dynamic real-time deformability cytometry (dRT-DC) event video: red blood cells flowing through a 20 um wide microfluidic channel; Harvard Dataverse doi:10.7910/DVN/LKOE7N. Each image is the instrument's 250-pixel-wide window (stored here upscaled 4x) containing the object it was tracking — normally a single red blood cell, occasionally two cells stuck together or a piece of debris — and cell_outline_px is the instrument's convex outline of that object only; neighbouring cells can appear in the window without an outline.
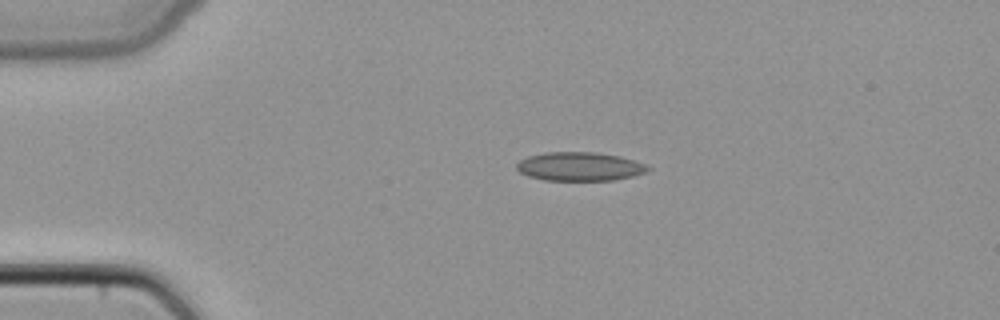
{"species": "common noctule bat (a hibernating species)", "species_latin": "Nyctalus noctula", "temperature_condition": "cold", "stored_images_in_passage": 38, "camera_frame_rate_fps": 3000, "um_per_image_px": 0.085, "animal": {"sex": "female", "body_mass_g": 22.7, "forearm_length_mm": 54.2}, "frame": {"image": 1, "passage_image": 1, "time_ms": 0.0, "image_size_px": [1000, 320], "cell_outline_px": [[652, 168], [648, 172], [616, 180], [544, 180], [528, 176], [520, 172], [516, 168], [516, 164], [520, 160], [528, 156], [544, 152], [596, 152], [620, 156], [648, 164]], "centroid_in_image_um": [49.31, 14.15], "position_along_channel_um": 35.7, "area_um2": 22.2}}
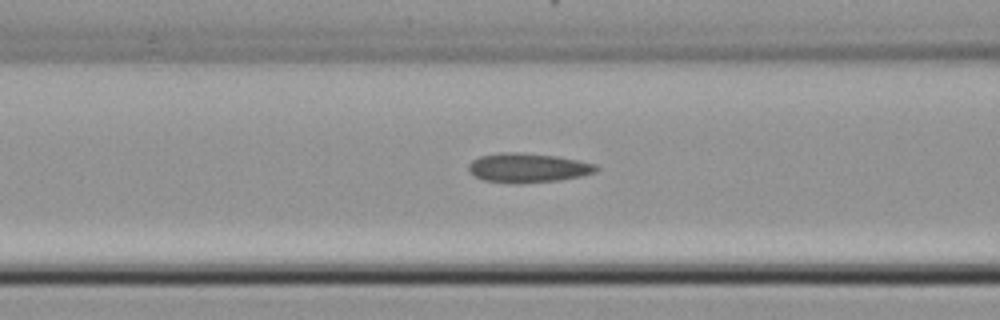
{"frame": {"image": 2, "passage_image": 10, "time_ms": 3.0, "image_size_px": [1000, 320], "cell_outline_px": [[600, 168], [596, 172], [580, 176], [560, 180], [516, 184], [508, 184], [484, 180], [472, 176], [468, 172], [468, 164], [472, 160], [480, 156], [500, 152], [524, 152], [556, 156], [580, 160], [596, 164]], "centroid_in_image_um": [44.84, 14.27], "position_along_channel_um": 121.8, "area_um2": 22.31}}
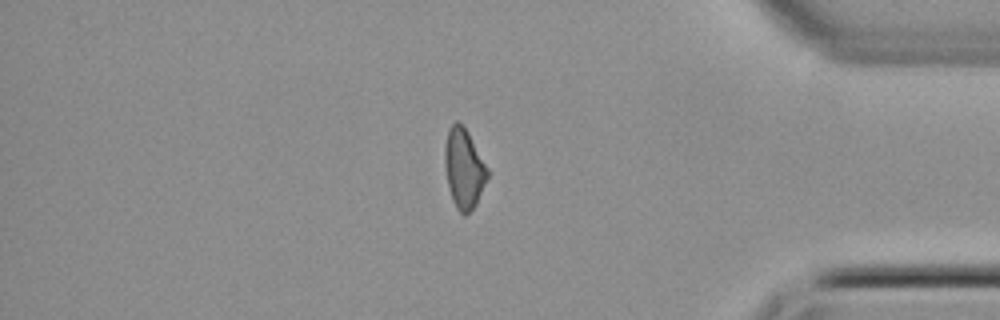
{"frame": {"image": 3, "passage_image": 31, "time_ms": 10.0, "image_size_px": [1000, 320], "cell_outline_px": [[488, 176], [476, 204], [464, 216], [456, 208], [452, 200], [448, 188], [444, 164], [444, 148], [448, 128], [456, 120], [468, 132], [488, 168]], "centroid_in_image_um": [39.41, 14.32], "position_along_channel_um": 395.8, "area_um2": 19.77}}